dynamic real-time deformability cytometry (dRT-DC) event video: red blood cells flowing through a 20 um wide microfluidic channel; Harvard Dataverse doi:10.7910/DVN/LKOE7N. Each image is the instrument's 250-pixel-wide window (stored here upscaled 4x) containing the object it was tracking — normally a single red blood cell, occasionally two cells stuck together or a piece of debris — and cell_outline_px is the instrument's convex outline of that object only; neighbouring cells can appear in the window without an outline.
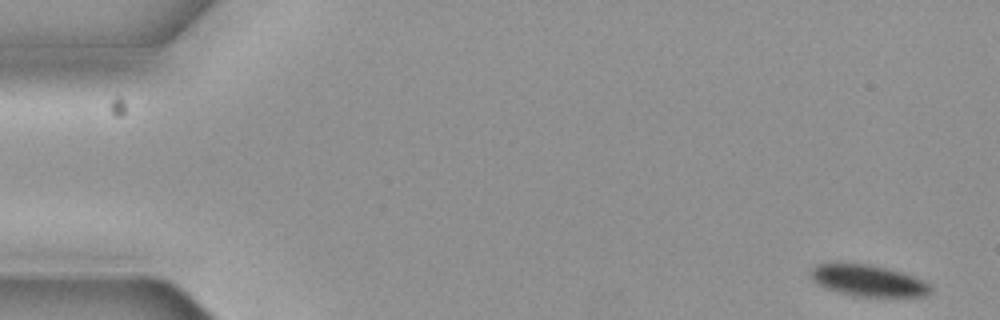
{"species": "common noctule bat (a hibernating species)", "species_latin": "Nyctalus noctula", "temperature_condition": "cold", "stored_images_in_passage": 5, "camera_frame_rate_fps": 3000, "um_per_image_px": 0.085, "animal": {"sex": "female", "body_mass_g": 19.3, "forearm_length_mm": 54.1}, "frame": {"image": 1, "passage_image": 1, "time_ms": 0.0, "image_size_px": [1000, 320], "cell_outline_px": [[932, 292], [928, 296], [856, 296], [836, 292], [824, 288], [816, 284], [808, 276], [808, 272], [816, 264], [836, 260], [868, 264], [888, 268], [904, 272], [928, 284], [932, 288]], "centroid_in_image_um": [73.67, 23.81], "position_along_channel_um": 11.3, "area_um2": 22.77}}